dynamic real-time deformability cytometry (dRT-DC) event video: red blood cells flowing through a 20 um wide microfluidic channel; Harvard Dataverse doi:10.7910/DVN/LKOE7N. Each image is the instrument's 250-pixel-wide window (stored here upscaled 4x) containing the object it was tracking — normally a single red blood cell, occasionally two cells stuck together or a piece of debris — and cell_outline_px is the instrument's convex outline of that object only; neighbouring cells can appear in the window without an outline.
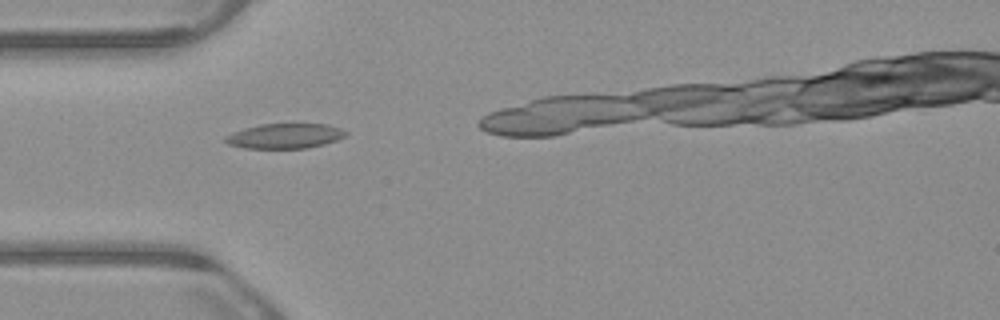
{"species": "common noctule bat (a hibernating species)", "species_latin": "Nyctalus noctula", "temperature_condition": "warm", "stored_images_in_passage": 7, "camera_frame_rate_fps": 3000, "um_per_image_px": 0.085, "animal": {"sex": "male", "body_mass_g": 23.1, "forearm_length_mm": 52.7}, "frame": {"image": 1, "passage_image": 1, "time_ms": 0.0, "image_size_px": [1000, 320], "cell_outline_px": [[348, 132], [344, 136], [336, 140], [324, 144], [308, 148], [244, 148], [228, 144], [224, 140], [224, 136], [232, 132], [244, 128], [260, 124], [328, 124], [340, 128]], "centroid_in_image_um": [24.19, 11.55], "position_along_channel_um": 60.8, "area_um2": 17.51}}
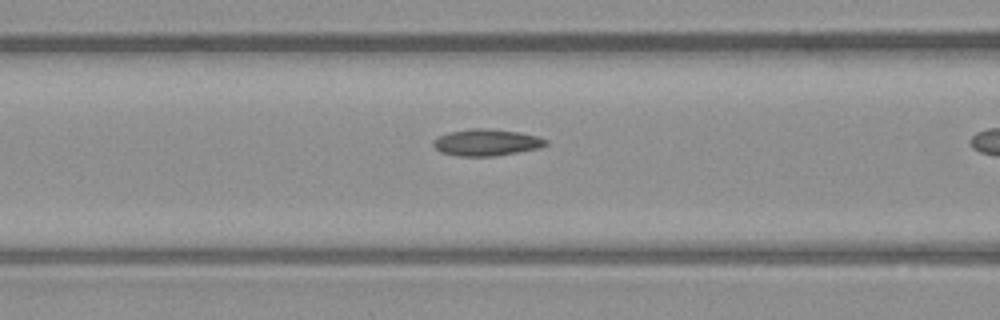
{"frame": {"image": 2, "passage_image": 6, "time_ms": 1.667, "image_size_px": [1000, 320], "cell_outline_px": [[548, 144], [540, 148], [496, 156], [456, 156], [440, 152], [432, 144], [432, 140], [448, 132], [472, 128], [484, 128], [516, 132], [536, 136], [548, 140]], "centroid_in_image_um": [41.33, 12.12], "position_along_channel_um": 125.3, "area_um2": 17.46}}